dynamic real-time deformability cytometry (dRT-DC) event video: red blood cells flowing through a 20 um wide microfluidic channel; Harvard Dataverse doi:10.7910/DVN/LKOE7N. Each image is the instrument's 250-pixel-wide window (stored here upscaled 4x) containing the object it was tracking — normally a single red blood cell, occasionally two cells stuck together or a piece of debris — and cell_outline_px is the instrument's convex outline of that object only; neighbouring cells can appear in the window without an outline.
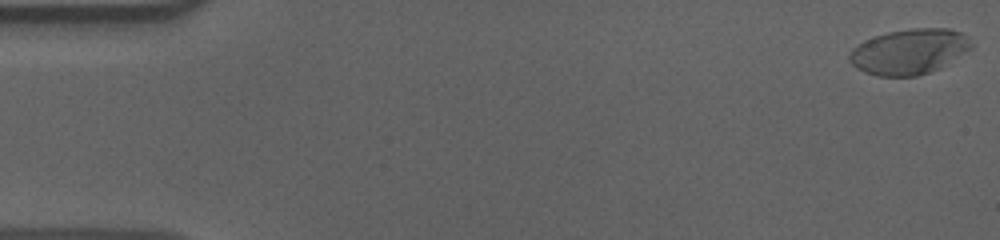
{"species": "human", "species_latin": "Homo sapiens", "temperature_condition": "cold", "stored_images_in_passage": 57, "camera_frame_rate_fps": 3000, "um_per_image_px": 0.085, "donor": {"sex": "male"}, "frame": {"image": 1, "passage_image": 1, "time_ms": 0.0, "image_size_px": [1000, 240], "cell_outline_px": [[972, 48], [940, 68], [916, 76], [876, 76], [864, 72], [856, 68], [848, 60], [848, 56], [852, 48], [864, 40], [888, 32], [912, 28], [948, 28], [960, 32], [972, 44]], "centroid_in_image_um": [77.24, 4.39], "position_along_channel_um": 7.8, "area_um2": 32.08}}
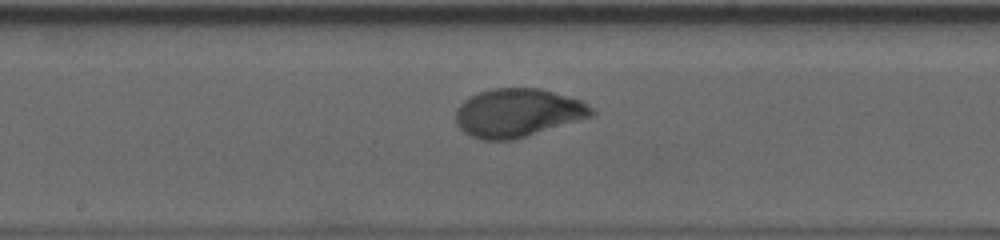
{"frame": {"image": 2, "passage_image": 30, "time_ms": 9.667, "image_size_px": [1000, 240], "cell_outline_px": [[596, 112], [592, 116], [512, 140], [480, 140], [464, 132], [456, 124], [456, 108], [464, 100], [480, 92], [492, 88], [540, 88], [580, 100], [588, 104]], "centroid_in_image_um": [43.98, 9.59], "position_along_channel_um": 204.2, "area_um2": 38.03}}
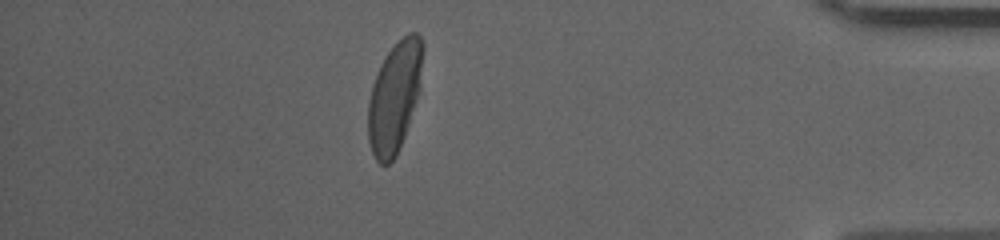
{"frame": {"image": 3, "passage_image": 50, "time_ms": 16.333, "image_size_px": [1000, 240], "cell_outline_px": [[424, 48], [420, 92], [404, 136], [396, 156], [388, 164], [380, 164], [376, 160], [372, 152], [368, 140], [368, 100], [372, 84], [376, 72], [380, 64], [388, 52], [408, 32], [416, 32], [420, 36], [424, 44]], "centroid_in_image_um": [33.54, 8.22], "position_along_channel_um": 401.7, "area_um2": 35.49}, "authors_computed_cell_mechanics": {"area_um2": 36.5296, "velocity_mm_per_s": 3.5922, "shape_relaxation_time_tau1_ms": 4.338, "shape_relaxation_time_tau2_ms": null, "deformation_change_tau1": 0.213, "deformation_change_tau2": null}}